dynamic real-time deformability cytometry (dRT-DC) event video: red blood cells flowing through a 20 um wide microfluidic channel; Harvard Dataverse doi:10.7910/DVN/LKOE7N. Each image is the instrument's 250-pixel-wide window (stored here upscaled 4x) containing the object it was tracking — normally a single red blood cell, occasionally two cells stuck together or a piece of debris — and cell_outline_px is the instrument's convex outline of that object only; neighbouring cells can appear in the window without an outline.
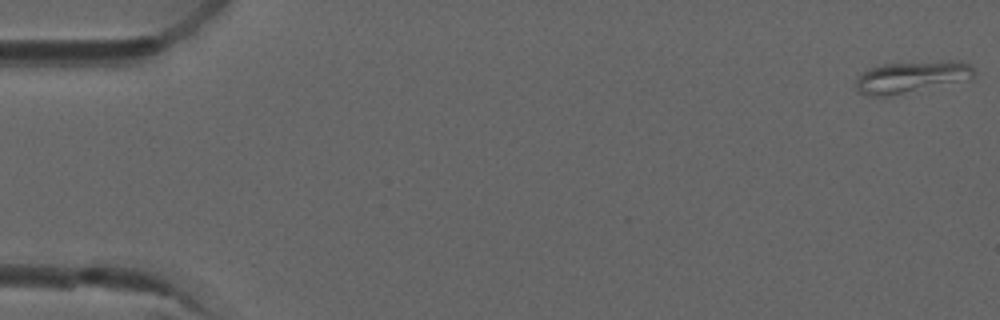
{"species": "common noctule bat (a hibernating species)", "species_latin": "Nyctalus noctula", "temperature_condition": "room temperature", "stored_images_in_passage": 5, "camera_frame_rate_fps": 3000, "um_per_image_px": 0.085, "animal": {"sex": "male", "forearm_length_mm": 52.5}, "frame": {"image": 1, "passage_image": 1, "time_ms": 0.0, "image_size_px": [1000, 320], "cell_outline_px": [[976, 72], [972, 80], [888, 96], [868, 96], [860, 92], [856, 88], [856, 80], [864, 72], [872, 68], [884, 64], [952, 60], [956, 60], [968, 64]], "centroid_in_image_um": [77.55, 6.55], "position_along_channel_um": 7.4, "area_um2": 21.85}}
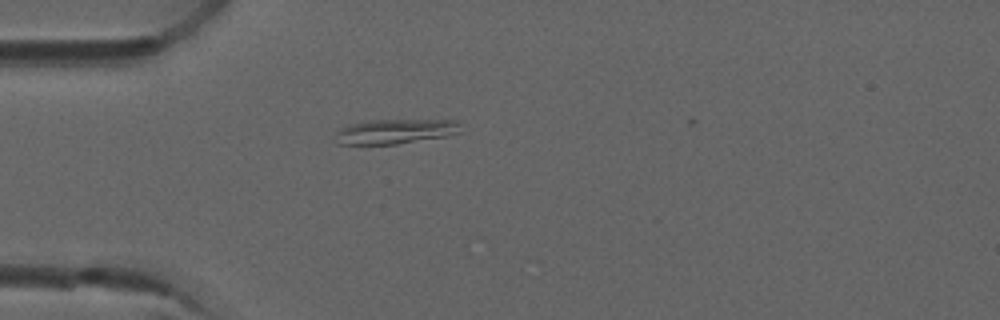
{"frame": {"image": 2, "passage_image": 5, "time_ms": 1.333, "image_size_px": [1000, 320], "cell_outline_px": [[460, 132], [448, 136], [396, 144], [336, 144], [336, 132], [340, 128], [348, 124], [368, 120], [460, 120]], "centroid_in_image_um": [33.6, 11.16], "position_along_channel_um": 51.4, "area_um2": 18.21}}